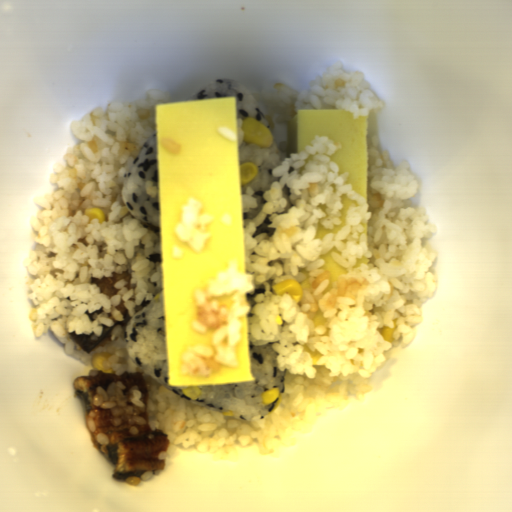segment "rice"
<instances>
[{"mask_svg": "<svg viewBox=\"0 0 512 512\" xmlns=\"http://www.w3.org/2000/svg\"><path fill=\"white\" fill-rule=\"evenodd\" d=\"M269 216H270V214L265 215L262 222L258 226H256L255 233L253 235L254 238L259 236L262 233H267V236H270V237L273 236V234L276 231V227H268V225L270 223H272L271 220L269 219Z\"/></svg>", "mask_w": 512, "mask_h": 512, "instance_id": "0b520998", "label": "rice"}, {"mask_svg": "<svg viewBox=\"0 0 512 512\" xmlns=\"http://www.w3.org/2000/svg\"><path fill=\"white\" fill-rule=\"evenodd\" d=\"M96 417H97V413H95L94 411L89 412V417L87 419V429L91 432L95 431V429H96L95 422H94V419Z\"/></svg>", "mask_w": 512, "mask_h": 512, "instance_id": "5b1b7eff", "label": "rice"}, {"mask_svg": "<svg viewBox=\"0 0 512 512\" xmlns=\"http://www.w3.org/2000/svg\"><path fill=\"white\" fill-rule=\"evenodd\" d=\"M96 441L102 446L108 445L110 440L105 433H99L95 436Z\"/></svg>", "mask_w": 512, "mask_h": 512, "instance_id": "6a4a8fe4", "label": "rice"}, {"mask_svg": "<svg viewBox=\"0 0 512 512\" xmlns=\"http://www.w3.org/2000/svg\"><path fill=\"white\" fill-rule=\"evenodd\" d=\"M153 474H154L153 470H150V471H146L141 476L133 475V476L126 477L125 481L129 485L135 486V485H138L140 481H148L149 479L152 478Z\"/></svg>", "mask_w": 512, "mask_h": 512, "instance_id": "e7b20468", "label": "rice"}, {"mask_svg": "<svg viewBox=\"0 0 512 512\" xmlns=\"http://www.w3.org/2000/svg\"><path fill=\"white\" fill-rule=\"evenodd\" d=\"M124 342L130 359L151 379L196 405L249 422L262 414H272L282 403L286 369L278 370V354L273 349V342L258 346L249 341L252 370L250 380L196 386L200 388V396L196 400L183 394V390L188 387H169L163 290L130 318L125 326ZM277 387L280 388L279 398L265 406L260 400L262 393Z\"/></svg>", "mask_w": 512, "mask_h": 512, "instance_id": "023b6e5f", "label": "rice"}, {"mask_svg": "<svg viewBox=\"0 0 512 512\" xmlns=\"http://www.w3.org/2000/svg\"><path fill=\"white\" fill-rule=\"evenodd\" d=\"M335 62L310 80L309 89L295 91L283 83L265 86L261 98L275 121H291L298 110L341 109L353 118L369 117L382 110V102L372 92L363 72H347Z\"/></svg>", "mask_w": 512, "mask_h": 512, "instance_id": "8eca5e8b", "label": "rice"}, {"mask_svg": "<svg viewBox=\"0 0 512 512\" xmlns=\"http://www.w3.org/2000/svg\"><path fill=\"white\" fill-rule=\"evenodd\" d=\"M144 187L146 196L157 198L159 190L157 189V187H154L153 181H146Z\"/></svg>", "mask_w": 512, "mask_h": 512, "instance_id": "fb1fb577", "label": "rice"}, {"mask_svg": "<svg viewBox=\"0 0 512 512\" xmlns=\"http://www.w3.org/2000/svg\"><path fill=\"white\" fill-rule=\"evenodd\" d=\"M148 99L110 102L73 120L71 128L81 143L67 148L62 162L53 166L52 192L36 196L41 207L33 216L31 240L36 241L24 266L30 280L28 298L32 333L39 338L51 331L66 354L84 364L109 352L105 369L121 376L140 372L148 391L147 423L161 431L168 447L158 455L169 465L175 452L196 447L211 459L233 461L247 444L263 455L283 456L297 445L328 409H346L352 401L366 400L369 383L381 369L390 348L407 347L416 337L421 306L433 297L438 284L432 269L437 257L430 245L436 226L425 208H412L419 181L409 162L394 166L390 153L380 152L378 137L367 146L366 199L347 184L349 173L339 175L330 160L341 142L315 136L306 149L290 154L273 168V181L264 191L259 215L242 228L245 273L237 259L194 293L198 317L191 329L214 330L212 346H188L182 374L207 376L220 366L237 367L235 347L241 339L240 317L247 314L248 340L253 345L272 343L277 370H285L282 400L271 414L250 421L233 418L186 400L153 380L129 356L125 332L130 319L164 290V267L159 232L130 213L121 190L129 170L155 129L156 104L171 101L157 89ZM358 205L346 213L336 234L314 239L315 226L340 225L341 197ZM100 208L106 221L89 223L86 208ZM276 227L272 237L254 238L256 226L269 215ZM332 256L349 272L338 277L331 290L329 272L320 270L321 254ZM128 271L115 284L112 298L99 294L91 277L102 279ZM295 279L303 289L296 303L288 294L275 296L272 286ZM125 300L128 316L116 306ZM321 309L327 318L314 328ZM395 341H384L381 327H393ZM110 333L89 354L68 333L100 336ZM322 354L312 364L303 345Z\"/></svg>", "mask_w": 512, "mask_h": 512, "instance_id": "652b925c", "label": "rice"}, {"mask_svg": "<svg viewBox=\"0 0 512 512\" xmlns=\"http://www.w3.org/2000/svg\"><path fill=\"white\" fill-rule=\"evenodd\" d=\"M208 97H235L238 145L240 165L251 162L257 166L258 173L255 178L241 185L242 195L248 187L254 190L251 195L256 198L257 206L243 213L244 228L262 212L266 198H263L265 191L269 190L273 182L280 177H274L272 172L284 161V155L278 144L276 134L260 103L238 78L212 79L202 84L187 99L208 98ZM185 100V99H184ZM255 118L262 122L273 136V144L269 148H260L254 144L243 142L242 124L246 118Z\"/></svg>", "mask_w": 512, "mask_h": 512, "instance_id": "acb35da6", "label": "rice"}, {"mask_svg": "<svg viewBox=\"0 0 512 512\" xmlns=\"http://www.w3.org/2000/svg\"><path fill=\"white\" fill-rule=\"evenodd\" d=\"M217 133L225 138L226 140L230 141V142H235L236 141V133H234L233 131L229 130L228 128L226 127H218L217 129Z\"/></svg>", "mask_w": 512, "mask_h": 512, "instance_id": "50a67109", "label": "rice"}, {"mask_svg": "<svg viewBox=\"0 0 512 512\" xmlns=\"http://www.w3.org/2000/svg\"><path fill=\"white\" fill-rule=\"evenodd\" d=\"M171 253L174 259H180L184 256L183 251L175 245L172 247Z\"/></svg>", "mask_w": 512, "mask_h": 512, "instance_id": "9e0e92f6", "label": "rice"}, {"mask_svg": "<svg viewBox=\"0 0 512 512\" xmlns=\"http://www.w3.org/2000/svg\"><path fill=\"white\" fill-rule=\"evenodd\" d=\"M88 374H89V376H90V377H91V376H97V375H98V370H97V368H93L92 370H90V371L88 372Z\"/></svg>", "mask_w": 512, "mask_h": 512, "instance_id": "a0d8f996", "label": "rice"}, {"mask_svg": "<svg viewBox=\"0 0 512 512\" xmlns=\"http://www.w3.org/2000/svg\"><path fill=\"white\" fill-rule=\"evenodd\" d=\"M254 192V189L248 186L245 193L241 194L242 214H246L258 206L257 198L252 196Z\"/></svg>", "mask_w": 512, "mask_h": 512, "instance_id": "f2f60c81", "label": "rice"}, {"mask_svg": "<svg viewBox=\"0 0 512 512\" xmlns=\"http://www.w3.org/2000/svg\"><path fill=\"white\" fill-rule=\"evenodd\" d=\"M153 182L158 190L156 133L153 131L147 143L128 170L120 193L129 213L153 232L160 233L158 194L147 196L145 184Z\"/></svg>", "mask_w": 512, "mask_h": 512, "instance_id": "b023fe2a", "label": "rice"}, {"mask_svg": "<svg viewBox=\"0 0 512 512\" xmlns=\"http://www.w3.org/2000/svg\"><path fill=\"white\" fill-rule=\"evenodd\" d=\"M161 146L167 150L168 152H170L171 154H178L180 152V145L177 144L176 142L168 139V138H163L160 142Z\"/></svg>", "mask_w": 512, "mask_h": 512, "instance_id": "d2b440a0", "label": "rice"}, {"mask_svg": "<svg viewBox=\"0 0 512 512\" xmlns=\"http://www.w3.org/2000/svg\"><path fill=\"white\" fill-rule=\"evenodd\" d=\"M200 201L189 199L182 207L181 222L175 227L177 238L191 247L197 253L203 251L210 235L207 225L212 221L213 215L201 214Z\"/></svg>", "mask_w": 512, "mask_h": 512, "instance_id": "a3056103", "label": "rice"}, {"mask_svg": "<svg viewBox=\"0 0 512 512\" xmlns=\"http://www.w3.org/2000/svg\"><path fill=\"white\" fill-rule=\"evenodd\" d=\"M125 389L124 383L120 381L109 384L107 391L99 386L92 399V404L110 411V420L113 426H119L126 422L129 433L137 436L139 430L133 424H146L145 419L141 416L146 409L142 401L143 393L138 390L136 385L130 388L127 395L124 393Z\"/></svg>", "mask_w": 512, "mask_h": 512, "instance_id": "e3fd555f", "label": "rice"}]
</instances>
